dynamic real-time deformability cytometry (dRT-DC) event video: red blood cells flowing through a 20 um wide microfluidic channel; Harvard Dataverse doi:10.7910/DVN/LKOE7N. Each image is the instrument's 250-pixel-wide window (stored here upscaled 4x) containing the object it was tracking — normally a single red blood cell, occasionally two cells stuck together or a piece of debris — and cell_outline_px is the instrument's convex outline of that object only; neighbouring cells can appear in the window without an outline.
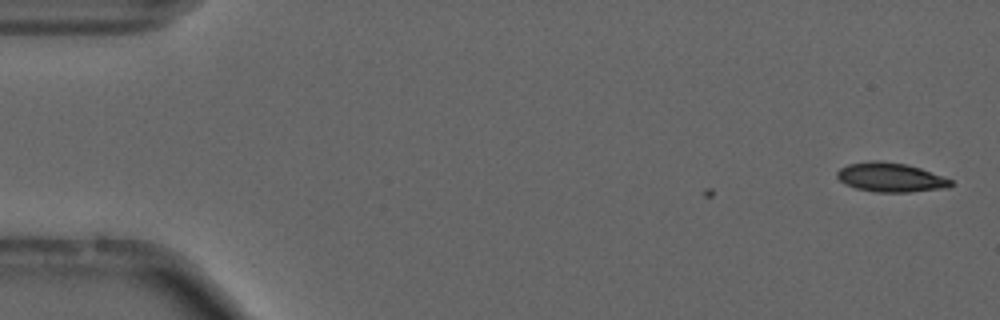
{"species": "common noctule bat (a hibernating species)", "species_latin": "Nyctalus noctula", "temperature_condition": "cold", "stored_images_in_passage": 7, "camera_frame_rate_fps": 3000, "um_per_image_px": 0.085, "animal": {"sex": "male", "forearm_length_mm": 52.5}, "frame": {"image": 1, "passage_image": 1, "time_ms": 0.0, "image_size_px": [1000, 320], "cell_outline_px": [[952, 184], [948, 188], [908, 192], [876, 192], [856, 188], [844, 184], [836, 176], [836, 172], [840, 168], [848, 164], [872, 160], [880, 160], [908, 164], [920, 168], [952, 180]], "centroid_in_image_um": [75.67, 15.07], "position_along_channel_um": 9.3, "area_um2": 19.42}}